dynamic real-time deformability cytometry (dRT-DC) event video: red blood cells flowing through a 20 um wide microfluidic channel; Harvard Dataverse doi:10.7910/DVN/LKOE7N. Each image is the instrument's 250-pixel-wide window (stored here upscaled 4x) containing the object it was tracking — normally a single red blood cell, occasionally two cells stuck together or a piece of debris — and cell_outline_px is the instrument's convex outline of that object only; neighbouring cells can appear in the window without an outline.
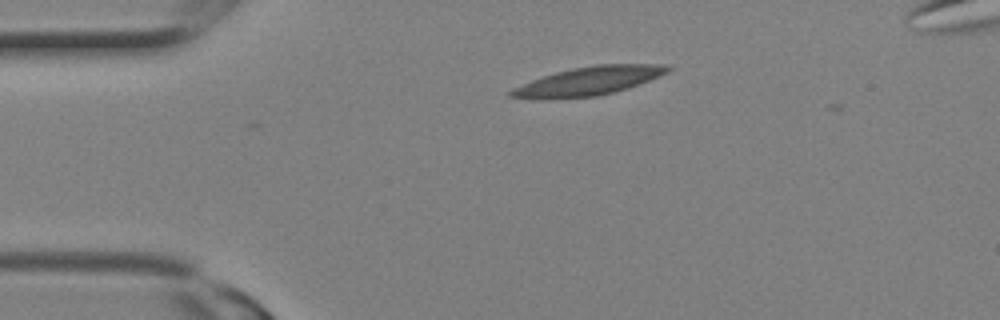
{"species": "Egyptian fruit bat (a non-hibernating species)", "species_latin": "Rousettus aegyptiacus", "temperature_condition": "room temperature", "stored_images_in_passage": 2, "camera_frame_rate_fps": 3000, "um_per_image_px": 0.085, "animal": {"sex": "female"}, "frame": {"image": 1, "passage_image": 2, "time_ms": 0.333, "image_size_px": [1000, 320], "cell_outline_px": [[672, 68], [668, 72], [628, 88], [596, 96], [552, 100], [540, 100], [508, 96], [508, 92], [512, 88], [532, 80], [556, 72], [572, 68], [596, 64], [668, 64]], "centroid_in_image_um": [49.98, 6.9], "position_along_channel_um": 35.0, "area_um2": 26.24}}